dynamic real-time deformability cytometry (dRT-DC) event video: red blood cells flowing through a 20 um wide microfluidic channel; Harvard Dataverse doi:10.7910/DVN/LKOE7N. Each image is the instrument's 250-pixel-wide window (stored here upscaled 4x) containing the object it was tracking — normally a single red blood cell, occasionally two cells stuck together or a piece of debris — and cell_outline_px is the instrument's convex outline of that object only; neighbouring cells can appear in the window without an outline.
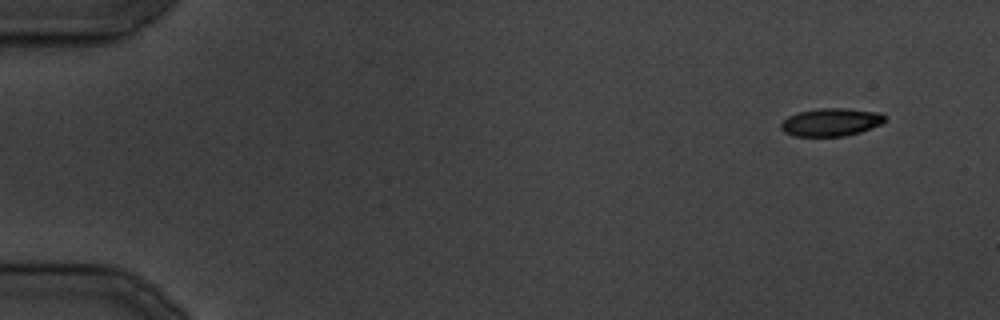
{"species": "common noctule bat (a hibernating species)", "species_latin": "Nyctalus noctula", "temperature_condition": "cold", "stored_images_in_passage": 14, "camera_frame_rate_fps": 3000, "um_per_image_px": 0.085, "animal": {"sex": "male", "body_mass_g": 19.5, "forearm_length_mm": 54.6}, "frame": {"image": 1, "passage_image": 1, "time_ms": 0.0, "image_size_px": [1000, 320], "cell_outline_px": [[884, 120], [880, 124], [860, 132], [844, 136], [796, 136], [784, 132], [780, 128], [780, 124], [788, 116], [800, 112], [820, 108], [844, 108], [880, 112], [884, 116]], "centroid_in_image_um": [70.61, 10.38], "position_along_channel_um": 14.4, "area_um2": 16.7}}
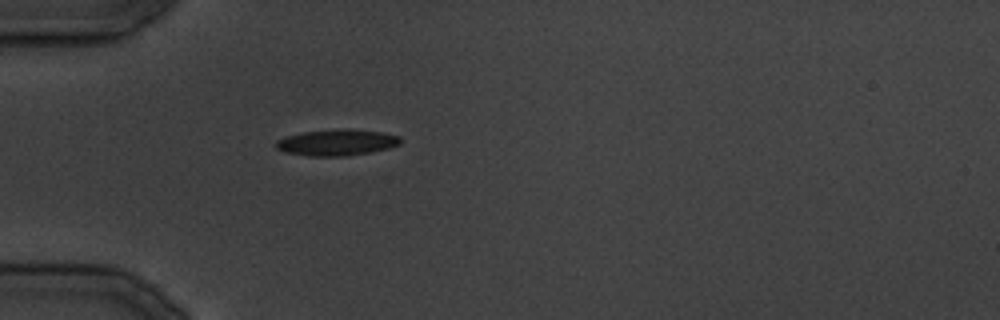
{"frame": {"image": 2, "passage_image": 9, "time_ms": 10.0, "image_size_px": [1000, 320], "cell_outline_px": [[400, 144], [388, 148], [372, 152], [348, 156], [308, 156], [284, 152], [276, 148], [276, 140], [288, 136], [304, 132], [344, 128], [348, 128], [380, 132], [400, 136]], "centroid_in_image_um": [28.63, 12.11], "position_along_channel_um": 56.4, "area_um2": 19.02}}
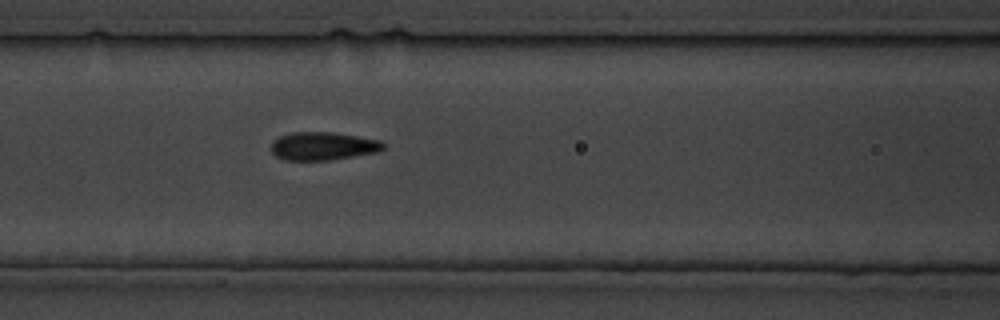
{"frame": {"image": 3, "passage_image": 14, "time_ms": 15.667, "image_size_px": [1000, 320], "cell_outline_px": [[384, 148], [380, 152], [328, 160], [284, 160], [276, 156], [272, 152], [272, 140], [280, 136], [292, 132], [332, 132], [380, 140], [384, 144]], "centroid_in_image_um": [27.45, 12.42], "position_along_channel_um": 139.1, "area_um2": 18.38}}